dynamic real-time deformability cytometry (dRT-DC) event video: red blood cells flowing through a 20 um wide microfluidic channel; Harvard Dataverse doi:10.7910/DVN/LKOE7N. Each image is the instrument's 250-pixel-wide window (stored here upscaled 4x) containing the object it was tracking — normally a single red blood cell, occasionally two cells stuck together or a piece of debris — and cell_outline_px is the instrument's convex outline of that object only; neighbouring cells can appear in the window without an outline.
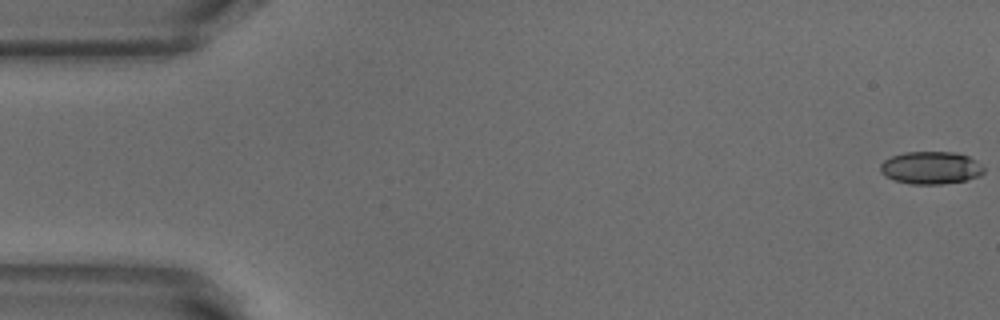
{"species": "common noctule bat (a hibernating species)", "species_latin": "Nyctalus noctula", "temperature_condition": "warm", "stored_images_in_passage": 52, "camera_frame_rate_fps": 3000, "um_per_image_px": 0.085, "animal": {"sex": "male", "body_mass_g": 18.8}, "frame": {"image": 1, "passage_image": 1, "time_ms": 0.0, "image_size_px": [1000, 320], "cell_outline_px": [[984, 172], [980, 176], [964, 180], [940, 184], [908, 184], [884, 176], [880, 172], [880, 164], [884, 160], [892, 156], [904, 152], [956, 152], [968, 156], [976, 160], [984, 168]], "centroid_in_image_um": [79.11, 14.26], "position_along_channel_um": 5.9, "area_um2": 19.71}}
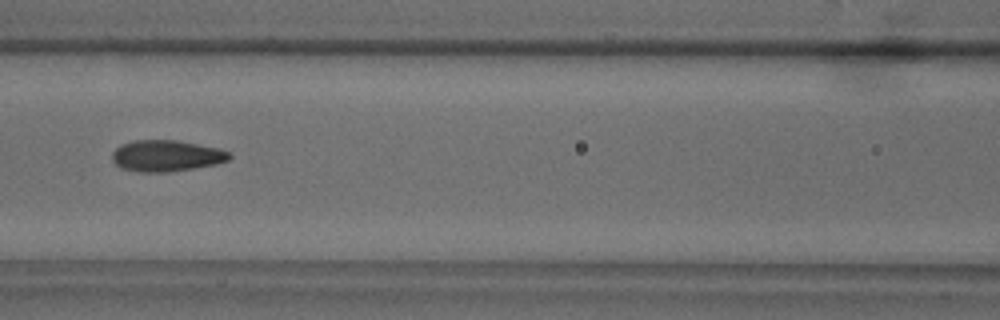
{"frame": {"image": 2, "passage_image": 23, "time_ms": 7.333, "image_size_px": [1000, 320], "cell_outline_px": [[232, 156], [228, 160], [216, 164], [168, 172], [140, 172], [120, 168], [112, 160], [112, 152], [120, 144], [136, 140], [176, 140], [220, 148], [232, 152]], "centroid_in_image_um": [14.15, 13.24], "position_along_channel_um": 152.5, "area_um2": 21.5}}
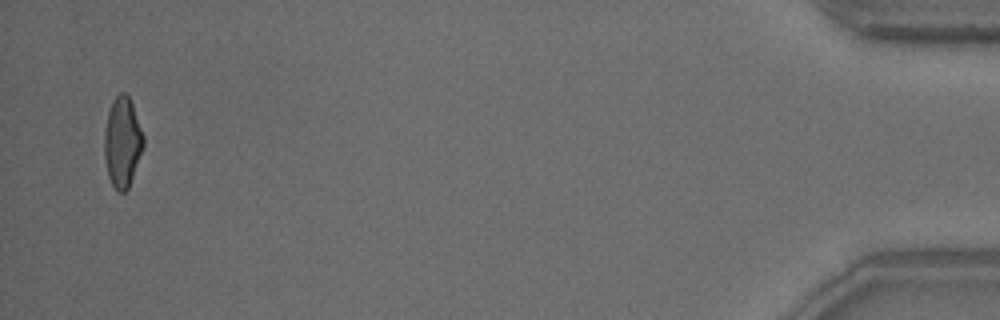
{"frame": {"image": 3, "passage_image": 51, "time_ms": 16.667, "image_size_px": [1000, 320], "cell_outline_px": [[144, 144], [128, 188], [124, 192], [120, 192], [112, 184], [108, 176], [104, 156], [104, 132], [108, 112], [112, 100], [120, 92], [124, 92], [128, 96], [132, 104], [144, 136]], "centroid_in_image_um": [10.39, 12.06], "position_along_channel_um": 424.8, "area_um2": 20.29}, "authors_computed_cell_mechanics": {"area_um2": 20.7791, "velocity_mm_per_s": 3.8767, "shape_relaxation_time_tau1_ms": 4.7837, "shape_relaxation_time_tau2_ms": 1.5382, "deformation_change_tau1": 0.1493, "deformation_change_tau2": 0.0796}}